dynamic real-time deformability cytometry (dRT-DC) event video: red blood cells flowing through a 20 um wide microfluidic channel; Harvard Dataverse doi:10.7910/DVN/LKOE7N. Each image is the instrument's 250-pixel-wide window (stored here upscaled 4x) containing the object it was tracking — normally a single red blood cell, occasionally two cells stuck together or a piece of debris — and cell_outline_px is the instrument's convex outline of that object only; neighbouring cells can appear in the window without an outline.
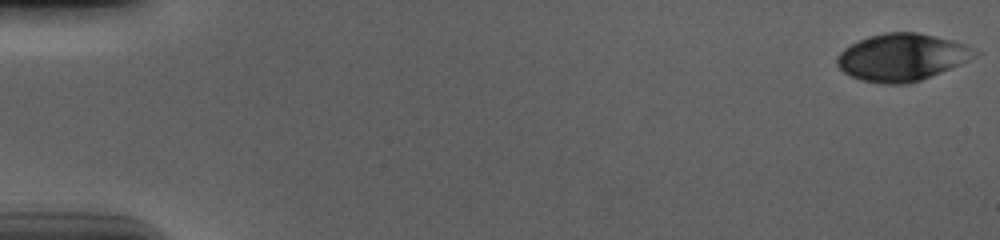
{"species": "human", "species_latin": "Homo sapiens", "temperature_condition": "cold", "stored_images_in_passage": 57, "camera_frame_rate_fps": 3000, "um_per_image_px": 0.085, "donor": {"sex": "male"}, "frame": {"image": 1, "passage_image": 1, "time_ms": 0.0, "image_size_px": [1000, 240], "cell_outline_px": [[984, 52], [960, 64], [920, 80], [908, 84], [884, 84], [864, 80], [852, 76], [844, 72], [836, 64], [836, 56], [844, 48], [868, 36], [884, 32], [916, 32], [952, 40], [964, 44]], "centroid_in_image_um": [76.68, 4.86], "position_along_channel_um": 8.3, "area_um2": 37.8}}
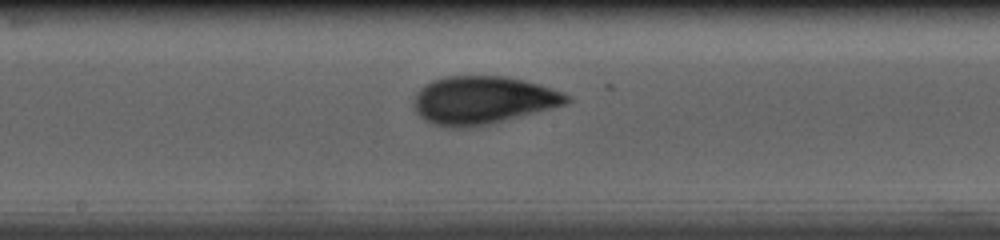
{"frame": {"image": 2, "passage_image": 31, "time_ms": 10.0, "image_size_px": [1000, 240], "cell_outline_px": [[572, 100], [564, 104], [488, 124], [468, 128], [448, 128], [432, 124], [424, 120], [416, 112], [412, 104], [412, 100], [416, 92], [420, 88], [432, 80], [444, 76], [508, 76], [524, 80], [564, 92]], "centroid_in_image_um": [40.95, 8.51], "position_along_channel_um": 207.3, "area_um2": 42.66}}
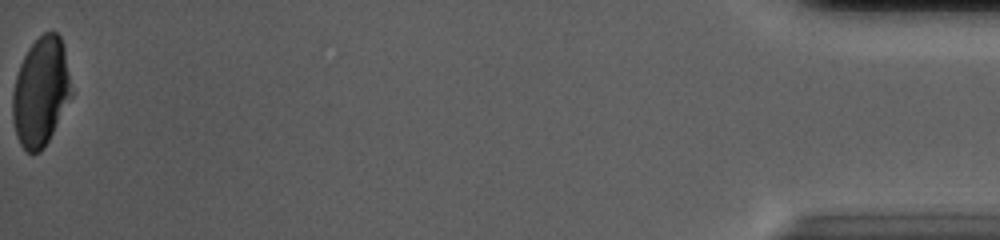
{"frame": {"image": 3, "passage_image": 57, "time_ms": 18.667, "image_size_px": [1000, 240], "cell_outline_px": [[72, 96], [44, 148], [40, 152], [28, 152], [20, 144], [16, 136], [12, 120], [12, 92], [16, 76], [20, 64], [28, 48], [44, 32], [56, 32], [60, 36], [64, 48]], "centroid_in_image_um": [3.44, 7.82], "position_along_channel_um": 431.8, "area_um2": 37.05}, "authors_computed_cell_mechanics": {"area_um2": 40.171, "velocity_mm_per_s": 3.6807, "shape_relaxation_time_tau1_ms": 4.346, "shape_relaxation_time_tau2_ms": 1.1612, "deformation_change_tau1": 0.1619, "deformation_change_tau2": 0.0542}}